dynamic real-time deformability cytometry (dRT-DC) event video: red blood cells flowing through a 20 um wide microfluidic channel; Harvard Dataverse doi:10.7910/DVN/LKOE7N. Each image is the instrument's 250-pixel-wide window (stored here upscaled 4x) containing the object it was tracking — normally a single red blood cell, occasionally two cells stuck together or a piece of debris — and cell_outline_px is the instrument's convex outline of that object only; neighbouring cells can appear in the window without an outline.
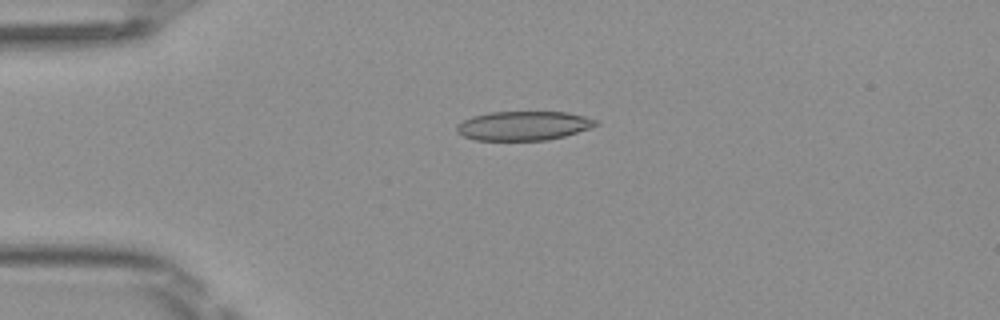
{"species": "Egyptian fruit bat (a non-hibernating species)", "species_latin": "Rousettus aegyptiacus", "temperature_condition": "room temperature", "stored_images_in_passage": 48, "camera_frame_rate_fps": 3000, "um_per_image_px": 0.085, "frame": {"image": 1, "passage_image": 11, "time_ms": 3.333, "image_size_px": [1000, 320], "cell_outline_px": [[600, 124], [564, 136], [548, 140], [476, 140], [464, 136], [456, 132], [456, 124], [472, 116], [488, 112], [568, 112], [584, 116], [596, 120]], "centroid_in_image_um": [44.46, 10.68], "position_along_channel_um": 40.5, "area_um2": 23.58}}
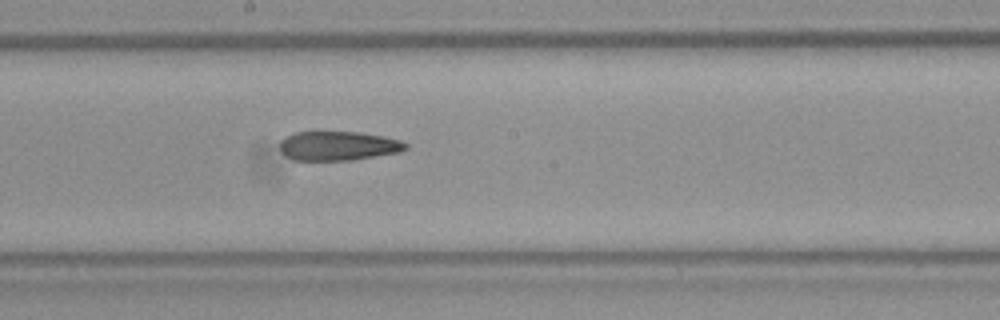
{"frame": {"image": 2, "passage_image": 26, "time_ms": 8.333, "image_size_px": [1000, 320], "cell_outline_px": [[408, 148], [400, 152], [352, 160], [292, 160], [284, 156], [280, 152], [280, 140], [284, 136], [292, 132], [316, 128], [360, 132], [384, 136], [400, 140], [408, 144]], "centroid_in_image_um": [28.66, 12.34], "position_along_channel_um": 219.5, "area_um2": 22.72}}
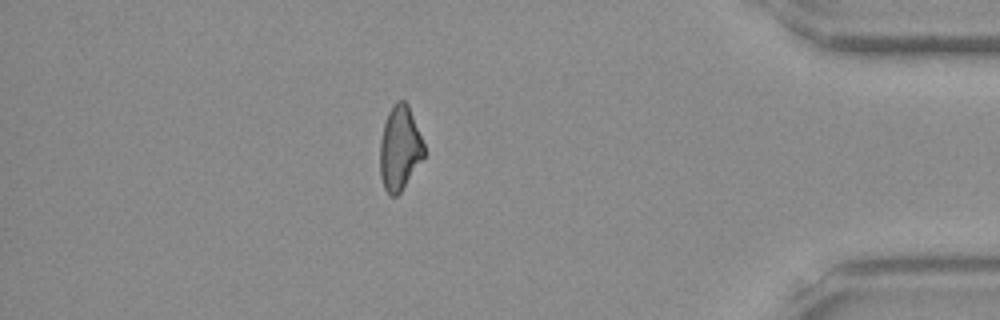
{"frame": {"image": 3, "passage_image": 42, "time_ms": 13.667, "image_size_px": [1000, 320], "cell_outline_px": [[424, 156], [400, 192], [396, 196], [388, 196], [384, 188], [380, 176], [380, 140], [384, 124], [388, 112], [392, 104], [396, 100], [404, 100], [408, 104], [424, 144]], "centroid_in_image_um": [33.95, 12.58], "position_along_channel_um": 401.2, "area_um2": 21.56}, "authors_computed_cell_mechanics": {"area_um2": 23.0044, "velocity_mm_per_s": 4.1364, "shape_relaxation_time_tau1_ms": null, "shape_relaxation_time_tau2_ms": 3.4303, "deformation_change_tau1": null, "deformation_change_tau2": 0.124}}